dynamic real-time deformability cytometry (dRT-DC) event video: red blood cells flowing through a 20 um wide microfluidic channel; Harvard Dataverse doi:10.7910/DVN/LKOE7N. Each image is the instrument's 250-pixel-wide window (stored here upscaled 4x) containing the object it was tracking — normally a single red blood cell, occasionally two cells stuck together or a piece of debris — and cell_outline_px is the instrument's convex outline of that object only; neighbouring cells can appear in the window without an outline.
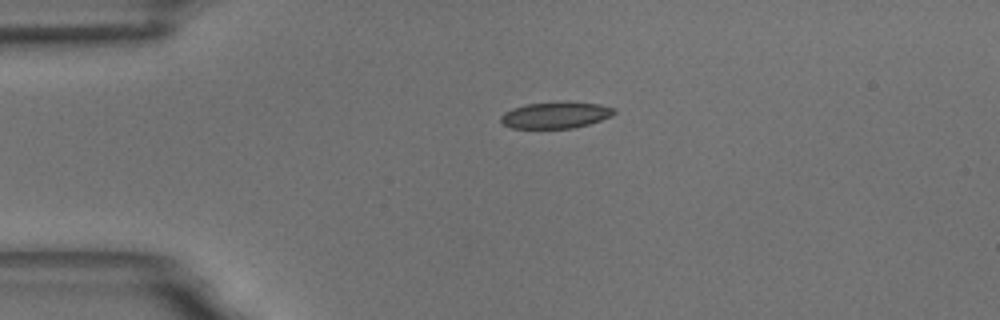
{"species": "common noctule bat (a hibernating species)", "species_latin": "Nyctalus noctula", "temperature_condition": "room temperature", "stored_images_in_passage": 4, "camera_frame_rate_fps": 3000, "um_per_image_px": 0.085, "animal": {"sex": "male", "body_mass_g": 18.8}, "frame": {"image": 1, "passage_image": 4, "time_ms": 4.0, "image_size_px": [1000, 320], "cell_outline_px": [[616, 112], [612, 116], [588, 124], [572, 128], [512, 128], [504, 124], [500, 120], [500, 116], [504, 112], [512, 108], [528, 104], [568, 100], [600, 104], [616, 108]], "centroid_in_image_um": [47.26, 9.76], "position_along_channel_um": 37.7, "area_um2": 17.74}}